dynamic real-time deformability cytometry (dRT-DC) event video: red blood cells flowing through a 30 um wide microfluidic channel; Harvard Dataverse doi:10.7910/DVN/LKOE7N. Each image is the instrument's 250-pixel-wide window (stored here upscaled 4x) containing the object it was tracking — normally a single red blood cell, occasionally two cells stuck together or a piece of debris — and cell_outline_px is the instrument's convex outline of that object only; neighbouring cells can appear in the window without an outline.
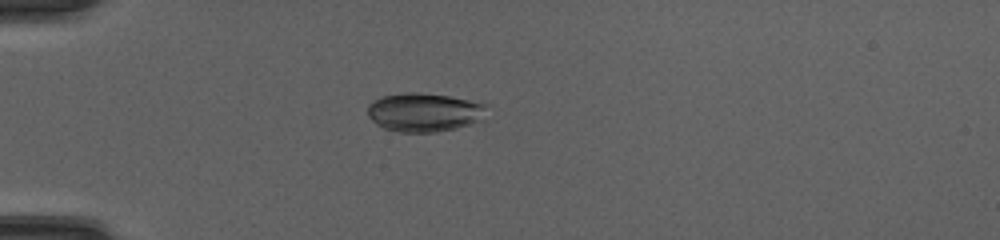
{"species": "common noctule bat (a hibernating species)", "species_latin": "Nyctalus noctula", "temperature_condition": "cold", "stored_images_in_passage": 50, "camera_frame_rate_fps": 3000, "um_per_image_px": 0.085, "animal": {"sex": "female", "body_mass_g": 20.0, "forearm_length_mm": 54.0}, "frame": {"image": 1, "passage_image": 15, "time_ms": 4.667, "image_size_px": [1000, 240], "cell_outline_px": [[488, 104], [480, 120], [456, 128], [436, 132], [400, 132], [384, 128], [376, 124], [368, 116], [368, 104], [372, 100], [384, 96], [404, 92], [416, 92], [448, 96]], "centroid_in_image_um": [36.01, 9.54], "position_along_channel_um": 49.0, "area_um2": 26.7}}
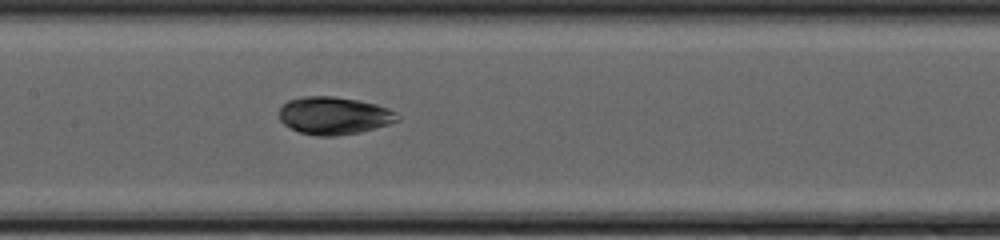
{"frame": {"image": 2, "passage_image": 26, "time_ms": 8.333, "image_size_px": [1000, 240], "cell_outline_px": [[400, 120], [388, 124], [360, 132], [336, 136], [316, 136], [300, 132], [284, 124], [280, 120], [280, 108], [288, 100], [304, 96], [332, 96], [356, 100], [376, 104], [388, 108], [396, 112], [400, 116]], "centroid_in_image_um": [28.41, 9.83], "position_along_channel_um": 179.0, "area_um2": 25.84}}
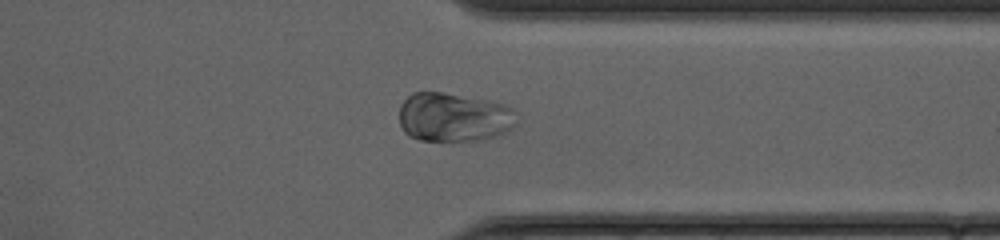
{"frame": {"image": 3, "passage_image": 40, "time_ms": 13.0, "image_size_px": [1000, 240], "cell_outline_px": [[516, 124], [512, 128], [496, 136], [476, 140], [420, 140], [408, 136], [404, 132], [400, 124], [400, 104], [412, 92], [444, 92], [496, 100], [512, 108], [516, 112]], "centroid_in_image_um": [38.59, 9.93], "position_along_channel_um": 372.8, "area_um2": 33.99}, "authors_computed_cell_mechanics": {"area_um2": 28.7844, "velocity_mm_per_s": 4.1876, "shape_relaxation_time_tau1_ms": 1.7705, "shape_relaxation_time_tau2_ms": null, "deformation_change_tau1": 0.0615, "deformation_change_tau2": null}}